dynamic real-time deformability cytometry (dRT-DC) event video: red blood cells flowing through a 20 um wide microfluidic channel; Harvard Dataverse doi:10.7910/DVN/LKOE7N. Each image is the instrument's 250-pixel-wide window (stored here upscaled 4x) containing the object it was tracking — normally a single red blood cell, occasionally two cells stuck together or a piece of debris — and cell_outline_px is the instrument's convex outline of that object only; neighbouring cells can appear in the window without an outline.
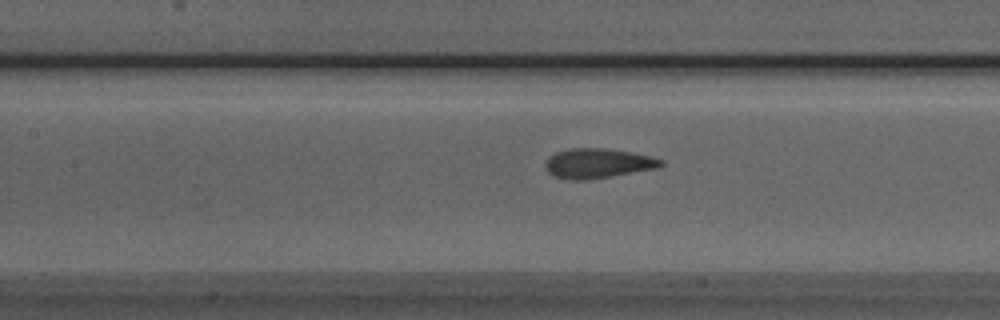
{"species": "Egyptian fruit bat (a non-hibernating species)", "species_latin": "Rousettus aegyptiacus", "temperature_condition": "room temperature", "stored_images_in_passage": 43, "camera_frame_rate_fps": 3000, "um_per_image_px": 0.085, "animal": {"sex": "male"}, "frame": {"image": 1, "passage_image": 14, "time_ms": 4.333, "image_size_px": [1000, 320], "cell_outline_px": [[664, 164], [660, 168], [584, 180], [572, 180], [556, 176], [548, 172], [544, 164], [548, 156], [556, 152], [568, 148], [604, 148], [632, 152], [652, 156], [664, 160]], "centroid_in_image_um": [50.84, 13.87], "position_along_channel_um": 156.6, "area_um2": 20.11}}
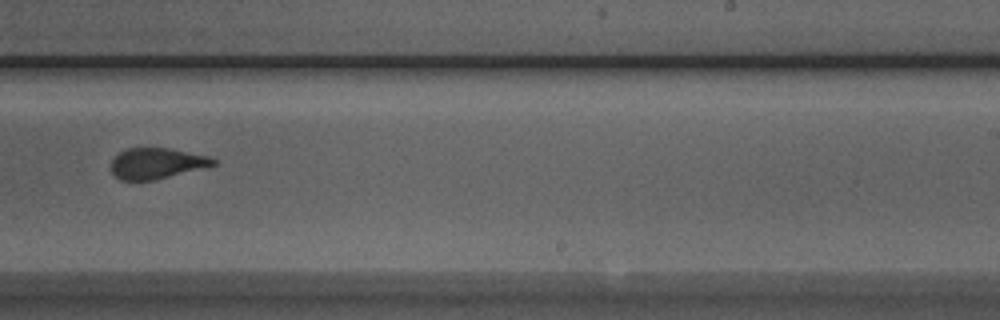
{"frame": {"image": 2, "passage_image": 23, "time_ms": 7.333, "image_size_px": [1000, 320], "cell_outline_px": [[216, 164], [152, 180], [120, 180], [112, 172], [112, 160], [120, 152], [128, 148], [168, 148], [208, 156], [216, 160]], "centroid_in_image_um": [13.28, 13.87], "position_along_channel_um": 275.7, "area_um2": 17.8}}
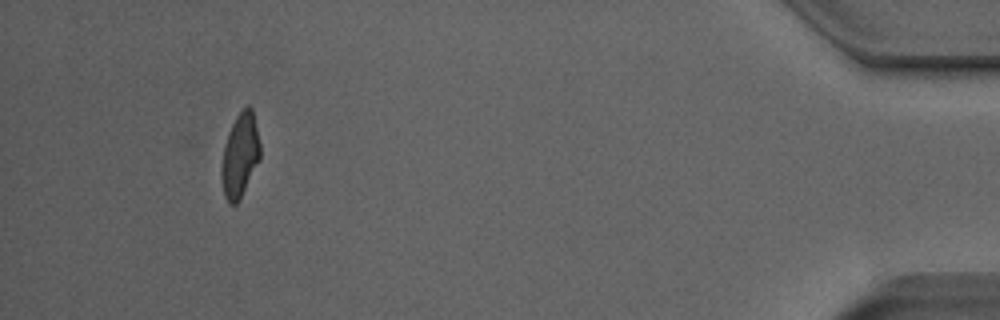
{"frame": {"image": 3, "passage_image": 39, "time_ms": 12.667, "image_size_px": [1000, 320], "cell_outline_px": [[260, 160], [240, 200], [236, 204], [228, 204], [224, 196], [220, 172], [220, 168], [224, 144], [228, 132], [236, 116], [248, 104], [252, 108], [260, 144]], "centroid_in_image_um": [20.39, 13.24], "position_along_channel_um": 414.8, "area_um2": 19.19}, "authors_computed_cell_mechanics": {"area_um2": 19.9988, "velocity_mm_per_s": 3.9851, "shape_relaxation_time_tau1_ms": 6.4791, "shape_relaxation_time_tau2_ms": 1.3062, "deformation_change_tau1": 0.1836, "deformation_change_tau2": 0.0797}}